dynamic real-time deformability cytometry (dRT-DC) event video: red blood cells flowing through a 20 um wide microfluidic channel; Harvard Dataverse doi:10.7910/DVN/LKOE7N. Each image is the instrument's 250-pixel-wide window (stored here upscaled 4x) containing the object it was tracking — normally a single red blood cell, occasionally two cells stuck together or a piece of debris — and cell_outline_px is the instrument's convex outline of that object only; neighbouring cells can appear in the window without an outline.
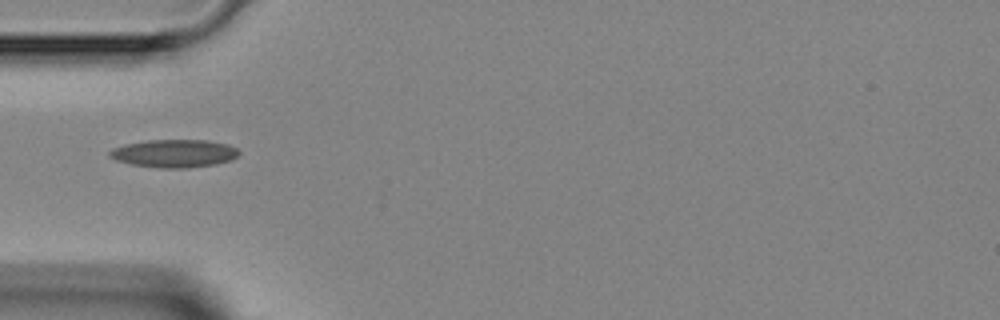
{"species": "Egyptian fruit bat (a non-hibernating species)", "species_latin": "Rousettus aegyptiacus", "temperature_condition": "room temperature", "stored_images_in_passage": 2, "camera_frame_rate_fps": 3000, "um_per_image_px": 0.085, "animal": {"sex": "female"}, "frame": {"image": 1, "passage_image": 1, "time_ms": 0.0, "image_size_px": [1000, 320], "cell_outline_px": [[240, 152], [232, 160], [216, 164], [188, 168], [164, 168], [132, 164], [116, 160], [108, 156], [108, 152], [112, 148], [124, 144], [148, 140], [208, 140], [228, 144], [236, 148]], "centroid_in_image_um": [14.81, 13.03], "position_along_channel_um": 70.2, "area_um2": 21.1}}
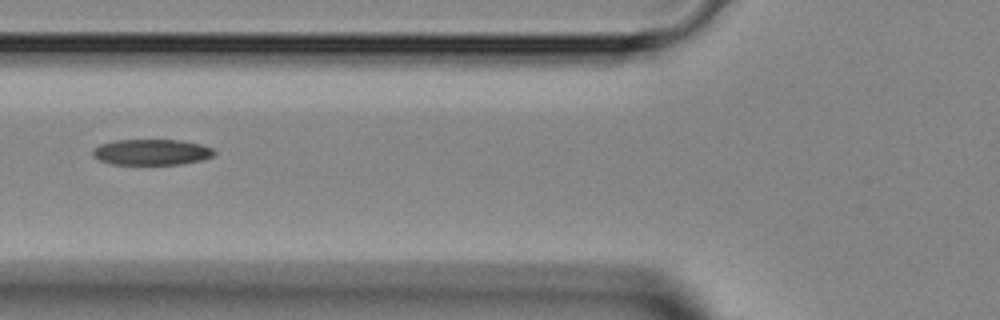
{"frame": {"image": 2, "passage_image": 2, "time_ms": 1.0, "image_size_px": [1000, 320], "cell_outline_px": [[216, 152], [212, 156], [200, 160], [180, 164], [112, 164], [100, 160], [92, 156], [92, 148], [100, 144], [112, 140], [180, 140], [200, 144], [212, 148]], "centroid_in_image_um": [12.84, 12.92], "position_along_channel_um": 113.0, "area_um2": 18.26}}